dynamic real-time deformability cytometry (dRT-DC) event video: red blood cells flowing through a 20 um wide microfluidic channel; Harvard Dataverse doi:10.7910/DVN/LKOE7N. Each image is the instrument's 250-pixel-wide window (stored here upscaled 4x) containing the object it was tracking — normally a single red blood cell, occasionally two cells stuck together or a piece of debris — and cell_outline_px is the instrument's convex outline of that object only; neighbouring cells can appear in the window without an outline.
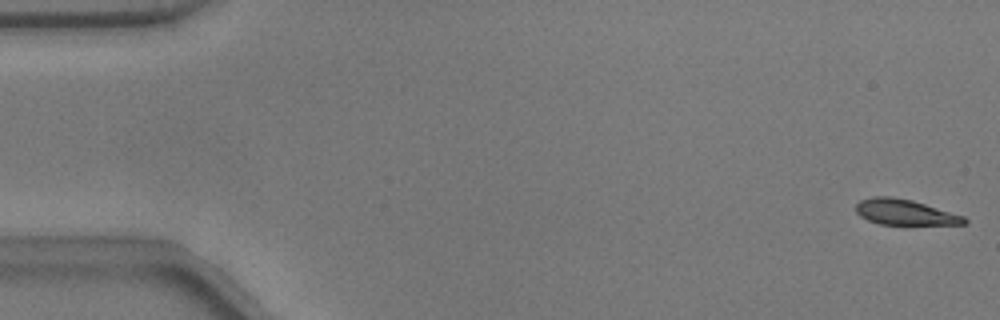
{"species": "common noctule bat (a hibernating species)", "species_latin": "Nyctalus noctula", "temperature_condition": "warm", "stored_images_in_passage": 53, "camera_frame_rate_fps": 3000, "um_per_image_px": 0.085, "animal": {"sex": "male", "body_mass_g": 17.9}, "frame": {"image": 1, "passage_image": 1, "time_ms": 0.0, "image_size_px": [1000, 320], "cell_outline_px": [[968, 224], [880, 224], [868, 220], [860, 216], [856, 212], [856, 204], [860, 200], [872, 196], [892, 196], [912, 200], [964, 216], [968, 220]], "centroid_in_image_um": [76.89, 18.03], "position_along_channel_um": 8.1, "area_um2": 16.07}}
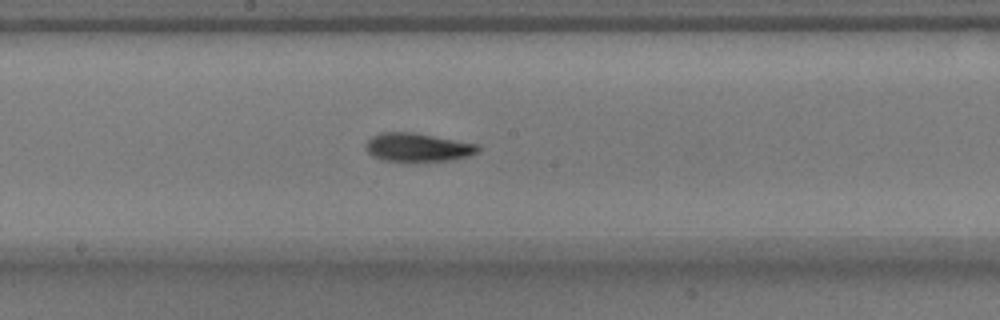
{"frame": {"image": 2, "passage_image": 28, "time_ms": 9.0, "image_size_px": [1000, 320], "cell_outline_px": [[480, 152], [468, 156], [452, 160], [416, 164], [408, 164], [380, 160], [372, 156], [364, 148], [364, 144], [372, 136], [380, 132], [412, 132], [480, 144]], "centroid_in_image_um": [35.49, 12.58], "position_along_channel_um": 212.7, "area_um2": 19.77}}
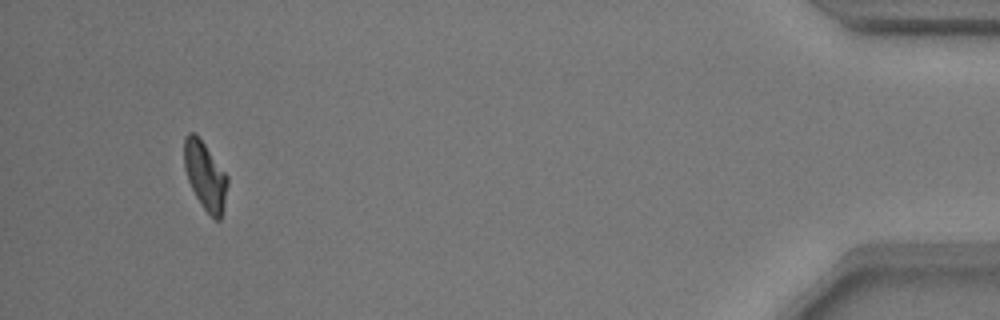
{"frame": {"image": 3, "passage_image": 50, "time_ms": 16.333, "image_size_px": [1000, 320], "cell_outline_px": [[228, 184], [224, 208], [220, 220], [216, 220], [204, 208], [196, 196], [188, 180], [184, 168], [184, 136], [188, 132], [196, 132], [228, 176]], "centroid_in_image_um": [17.44, 14.9], "position_along_channel_um": 417.8, "area_um2": 17.22}, "authors_computed_cell_mechanics": {"area_um2": 17.9758, "velocity_mm_per_s": 3.7865, "shape_relaxation_time_tau1_ms": 2.6161, "shape_relaxation_time_tau2_ms": 2.4643, "deformation_change_tau1": 0.1478, "deformation_change_tau2": 0.0721}}